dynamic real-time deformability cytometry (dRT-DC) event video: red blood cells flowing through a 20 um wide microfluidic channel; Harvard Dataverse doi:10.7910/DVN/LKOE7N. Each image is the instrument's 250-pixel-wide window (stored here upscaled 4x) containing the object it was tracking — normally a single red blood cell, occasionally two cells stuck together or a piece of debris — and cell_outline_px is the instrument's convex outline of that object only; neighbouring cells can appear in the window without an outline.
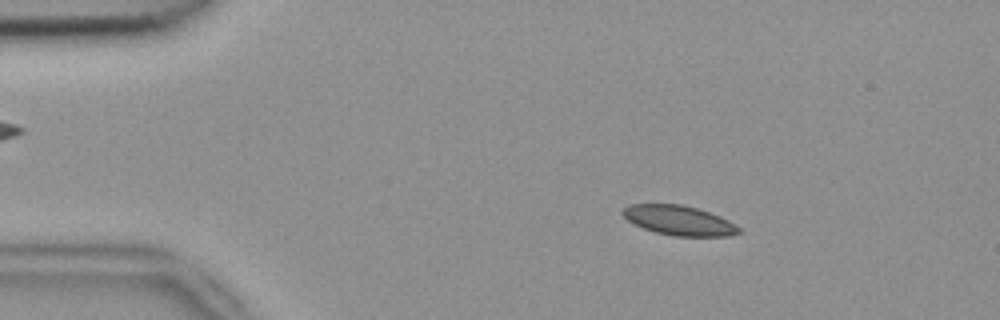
{"species": "common noctule bat (a hibernating species)", "species_latin": "Nyctalus noctula", "temperature_condition": "room temperature", "stored_images_in_passage": 53, "camera_frame_rate_fps": 3000, "um_per_image_px": 0.085, "animal": {"sex": "female", "body_mass_g": 18.4}, "frame": {"image": 1, "passage_image": 8, "time_ms": 2.333, "image_size_px": [1000, 320], "cell_outline_px": [[740, 232], [728, 236], [676, 236], [656, 232], [632, 224], [620, 212], [628, 204], [680, 204], [696, 208], [720, 216], [728, 220], [740, 228]], "centroid_in_image_um": [57.68, 18.73], "position_along_channel_um": 27.3, "area_um2": 19.94}}
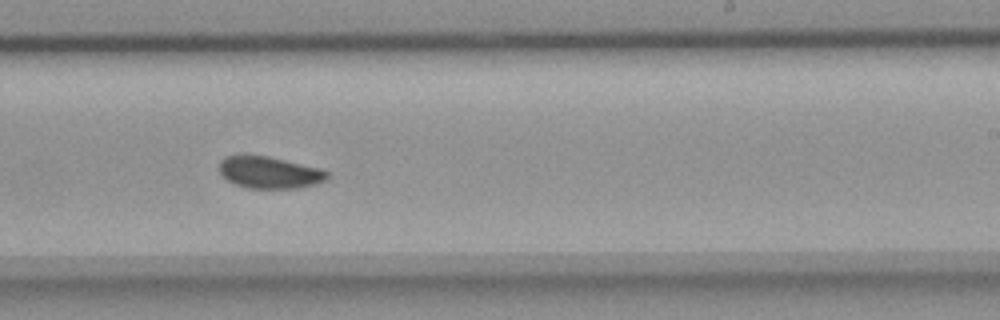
{"frame": {"image": 2, "passage_image": 32, "time_ms": 10.333, "image_size_px": [1000, 320], "cell_outline_px": [[328, 176], [324, 180], [316, 184], [296, 188], [248, 188], [236, 184], [228, 180], [220, 172], [220, 160], [224, 156], [268, 156], [320, 168], [328, 172]], "centroid_in_image_um": [22.91, 14.66], "position_along_channel_um": 266.1, "area_um2": 19.71}}
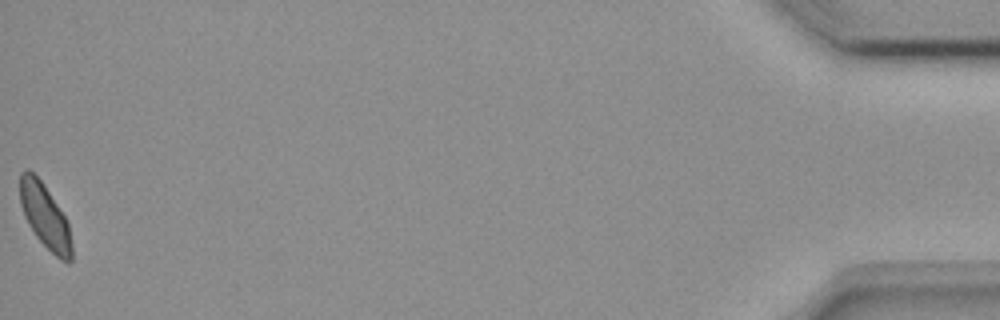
{"frame": {"image": 3, "passage_image": 53, "time_ms": 17.333, "image_size_px": [1000, 320], "cell_outline_px": [[72, 260], [68, 264], [60, 260], [36, 236], [28, 224], [24, 216], [20, 204], [20, 172], [28, 168], [44, 184], [64, 216], [68, 224], [72, 244]], "centroid_in_image_um": [3.82, 18.39], "position_along_channel_um": 431.4, "area_um2": 19.25}, "authors_computed_cell_mechanics": {"area_um2": 20.3456, "velocity_mm_per_s": 3.7654, "shape_relaxation_time_tau1_ms": 8.7245, "shape_relaxation_time_tau2_ms": 1.6354, "deformation_change_tau1": 0.125, "deformation_change_tau2": 0.0522}}